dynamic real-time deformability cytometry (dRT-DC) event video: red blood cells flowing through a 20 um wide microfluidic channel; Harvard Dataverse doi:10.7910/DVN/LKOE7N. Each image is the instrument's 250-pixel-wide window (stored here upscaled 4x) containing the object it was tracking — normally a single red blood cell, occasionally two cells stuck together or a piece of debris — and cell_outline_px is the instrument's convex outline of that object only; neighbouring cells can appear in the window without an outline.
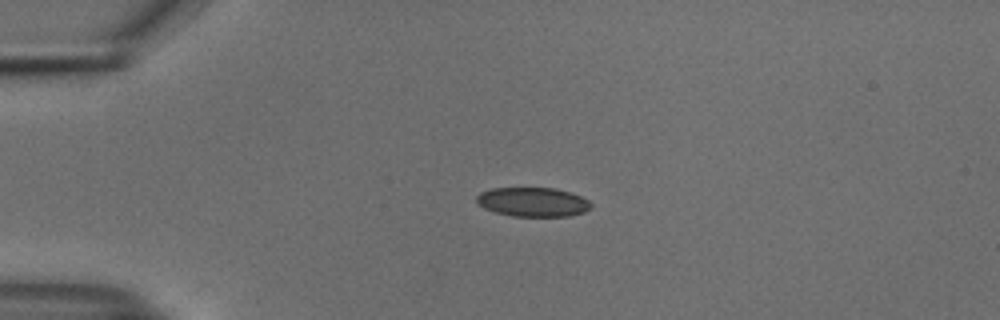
{"species": "common noctule bat (a hibernating species)", "species_latin": "Nyctalus noctula", "temperature_condition": "cold", "stored_images_in_passage": 42, "camera_frame_rate_fps": 3000, "um_per_image_px": 0.085, "animal": {"sex": "male", "body_mass_g": 18.8}, "frame": {"image": 1, "passage_image": 1, "time_ms": 0.0, "image_size_px": [1000, 320], "cell_outline_px": [[592, 208], [584, 212], [568, 216], [512, 216], [496, 212], [484, 208], [476, 200], [476, 196], [480, 192], [492, 188], [556, 188], [580, 196], [588, 200], [592, 204]], "centroid_in_image_um": [45.3, 17.17], "position_along_channel_um": 39.7, "area_um2": 19.42}}
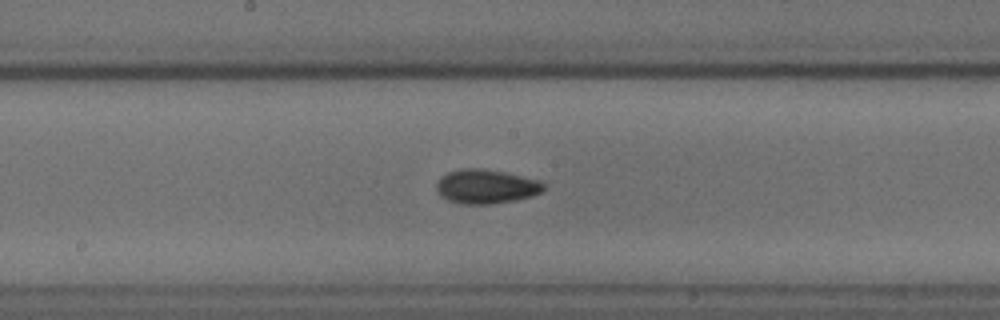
{"frame": {"image": 2, "passage_image": 17, "time_ms": 5.333, "image_size_px": [1000, 320], "cell_outline_px": [[544, 188], [540, 192], [532, 196], [516, 200], [492, 204], [460, 204], [448, 200], [440, 196], [436, 192], [436, 184], [440, 176], [448, 172], [460, 168], [484, 168], [504, 172], [540, 180], [544, 184]], "centroid_in_image_um": [41.27, 15.85], "position_along_channel_um": 206.9, "area_um2": 21.62}}
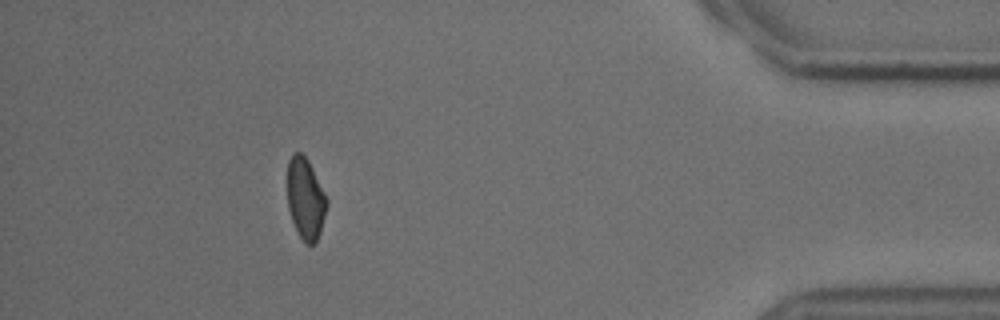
{"frame": {"image": 3, "passage_image": 37, "time_ms": 12.0, "image_size_px": [1000, 320], "cell_outline_px": [[328, 204], [320, 232], [316, 240], [312, 244], [304, 244], [292, 220], [288, 208], [288, 160], [292, 152], [300, 152], [308, 160], [328, 200]], "centroid_in_image_um": [25.96, 16.87], "position_along_channel_um": 409.2, "area_um2": 18.5}, "authors_computed_cell_mechanics": {"area_um2": 19.8254, "velocity_mm_per_s": 3.7563, "shape_relaxation_time_tau1_ms": 3.2455, "shape_relaxation_time_tau2_ms": 6.4756, "deformation_change_tau1": 0.0901, "deformation_change_tau2": 0.1037}}